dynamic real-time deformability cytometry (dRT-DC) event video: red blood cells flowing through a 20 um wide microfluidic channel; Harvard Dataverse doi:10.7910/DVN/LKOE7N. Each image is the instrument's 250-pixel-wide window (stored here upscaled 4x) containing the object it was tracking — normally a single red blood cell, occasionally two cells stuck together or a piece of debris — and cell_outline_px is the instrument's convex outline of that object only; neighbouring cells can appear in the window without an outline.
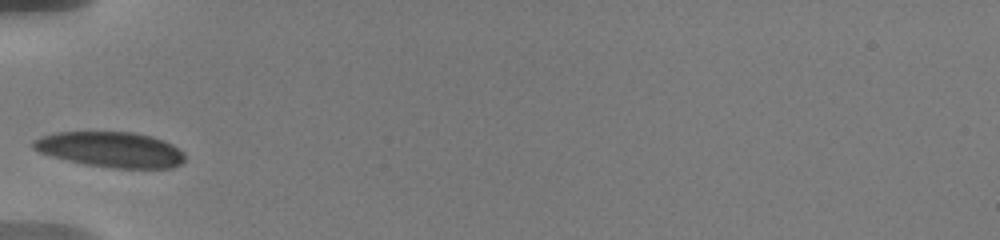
{"species": "human", "species_latin": "Homo sapiens", "temperature_condition": "warm", "stored_images_in_passage": 24, "camera_frame_rate_fps": 3000, "um_per_image_px": 0.085, "donor": {"sex": "male"}, "frame": {"image": 1, "passage_image": 1, "time_ms": 0.0, "image_size_px": [1000, 240], "cell_outline_px": [[184, 160], [180, 164], [172, 168], [116, 168], [84, 164], [68, 160], [40, 152], [32, 148], [32, 144], [36, 140], [44, 136], [56, 132], [132, 132], [152, 136], [164, 140], [172, 144], [184, 156]], "centroid_in_image_um": [9.43, 12.71], "position_along_channel_um": 75.6, "area_um2": 30.87}}
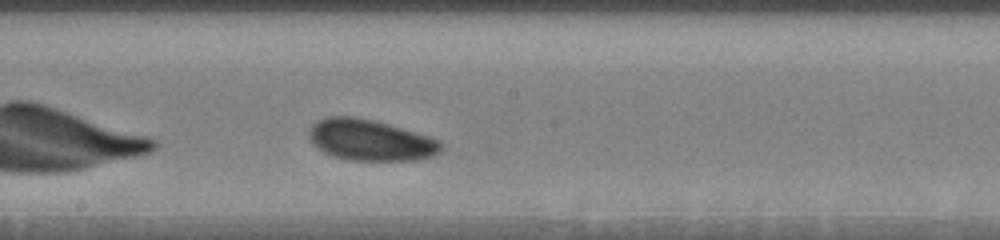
{"frame": {"image": 2, "passage_image": 13, "time_ms": 4.0, "image_size_px": [1000, 240], "cell_outline_px": [[440, 152], [432, 156], [416, 160], [352, 160], [332, 156], [324, 152], [312, 144], [308, 140], [308, 132], [312, 124], [328, 116], [356, 116], [376, 120], [428, 136], [440, 140]], "centroid_in_image_um": [31.43, 11.9], "position_along_channel_um": 216.8, "area_um2": 31.67}}
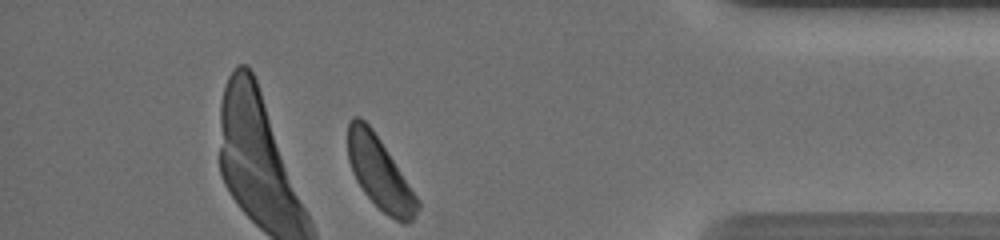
{"frame": {"image": 3, "passage_image": 24, "time_ms": 10.0, "image_size_px": [1000, 240], "cell_outline_px": [[420, 208], [412, 220], [404, 224], [400, 224], [388, 216], [364, 192], [356, 180], [352, 172], [348, 160], [348, 120], [352, 116], [360, 116], [372, 128], [420, 200]], "centroid_in_image_um": [32.27, 14.72], "position_along_channel_um": 402.9, "area_um2": 29.19}, "authors_computed_cell_mechanics": {"area_um2": 30.6918, "velocity_mm_per_s": 3.5369, "shape_relaxation_time_tau1_ms": 1.5268, "shape_relaxation_time_tau2_ms": 5.6117, "deformation_change_tau1": 0.0717, "deformation_change_tau2": 0.1091}}